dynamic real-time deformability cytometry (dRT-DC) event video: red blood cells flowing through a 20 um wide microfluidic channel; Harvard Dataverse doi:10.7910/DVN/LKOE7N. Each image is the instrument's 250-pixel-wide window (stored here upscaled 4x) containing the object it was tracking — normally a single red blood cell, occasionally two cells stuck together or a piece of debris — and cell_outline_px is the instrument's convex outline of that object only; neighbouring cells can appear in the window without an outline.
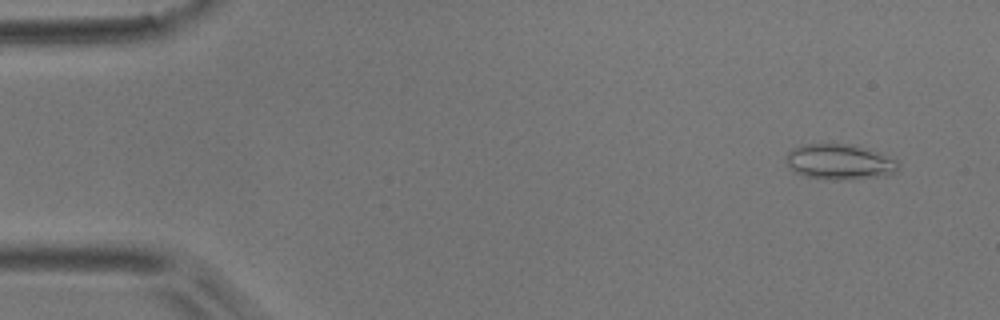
{"species": "common noctule bat (a hibernating species)", "species_latin": "Nyctalus noctula", "temperature_condition": "room temperature", "stored_images_in_passage": 53, "camera_frame_rate_fps": 3000, "um_per_image_px": 0.085, "animal": {"sex": "male", "body_mass_g": 17.9}, "frame": {"image": 1, "passage_image": 3, "time_ms": 0.667, "image_size_px": [1000, 320], "cell_outline_px": [[900, 168], [884, 176], [836, 180], [804, 176], [796, 172], [788, 164], [788, 152], [792, 148], [804, 144], [828, 140], [848, 144], [876, 152], [900, 160]], "centroid_in_image_um": [71.37, 13.72], "position_along_channel_um": 13.6, "area_um2": 23.41}}
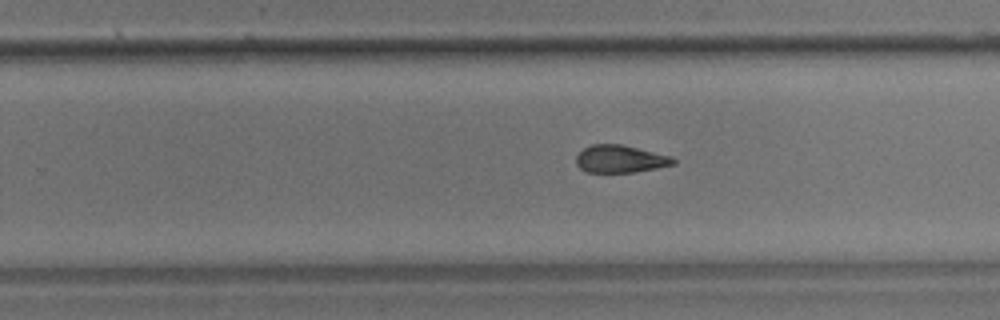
{"frame": {"image": 2, "passage_image": 33, "time_ms": 10.667, "image_size_px": [1000, 320], "cell_outline_px": [[676, 164], [636, 172], [588, 172], [580, 168], [576, 164], [576, 156], [584, 148], [592, 144], [620, 144], [672, 156], [676, 160]], "centroid_in_image_um": [52.73, 13.51], "position_along_channel_um": 277.1, "area_um2": 15.55}}
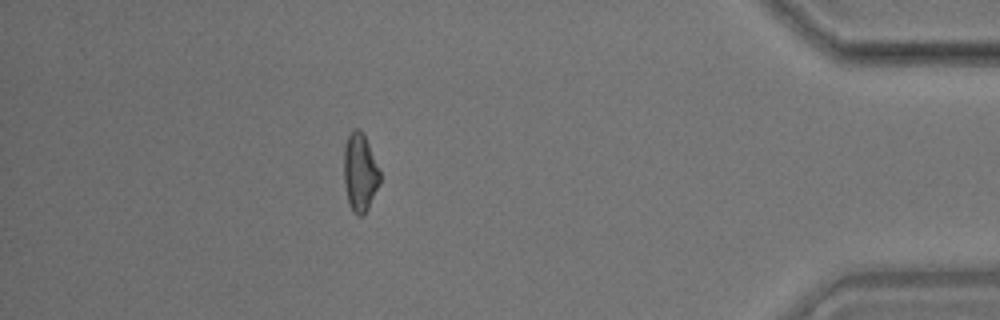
{"frame": {"image": 3, "passage_image": 47, "time_ms": 15.333, "image_size_px": [1000, 320], "cell_outline_px": [[380, 184], [364, 216], [360, 216], [352, 212], [348, 204], [344, 184], [344, 144], [352, 128], [360, 128], [364, 132], [380, 172]], "centroid_in_image_um": [30.59, 14.65], "position_along_channel_um": 404.6, "area_um2": 16.76}, "authors_computed_cell_mechanics": {"area_um2": 16.8198, "velocity_mm_per_s": 3.6994, "shape_relaxation_time_tau1_ms": 7.2354, "shape_relaxation_time_tau2_ms": 3.2409, "deformation_change_tau1": 0.1682, "deformation_change_tau2": 0.1097}}